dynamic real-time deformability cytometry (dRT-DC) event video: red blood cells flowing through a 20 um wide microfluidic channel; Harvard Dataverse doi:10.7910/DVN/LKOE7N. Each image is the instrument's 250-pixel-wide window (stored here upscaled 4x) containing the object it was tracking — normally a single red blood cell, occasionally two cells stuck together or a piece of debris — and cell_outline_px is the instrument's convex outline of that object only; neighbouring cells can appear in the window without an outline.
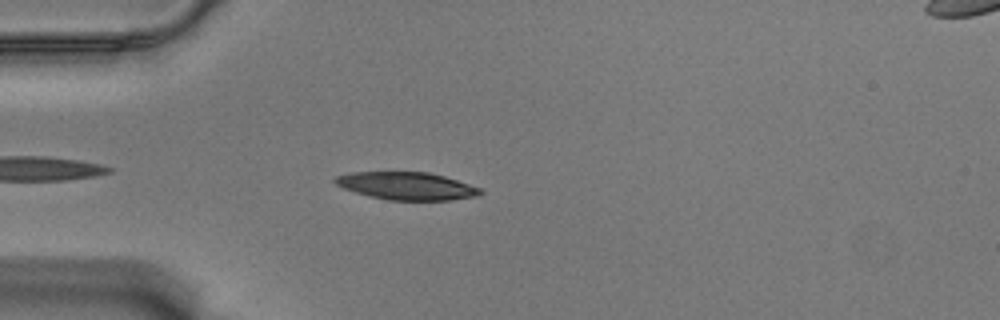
{"species": "Egyptian fruit bat (a non-hibernating species)", "species_latin": "Rousettus aegyptiacus", "temperature_condition": "warm", "stored_images_in_passage": 30, "camera_frame_rate_fps": 3000, "um_per_image_px": 0.085, "animal": {"sex": "male"}, "frame": {"image": 1, "passage_image": 4, "time_ms": 1.0, "image_size_px": [1000, 320], "cell_outline_px": [[484, 192], [476, 196], [452, 200], [388, 200], [368, 196], [344, 188], [336, 184], [332, 180], [336, 176], [352, 172], [428, 172], [444, 176], [480, 188]], "centroid_in_image_um": [34.55, 15.81], "position_along_channel_um": 50.4, "area_um2": 23.29}}
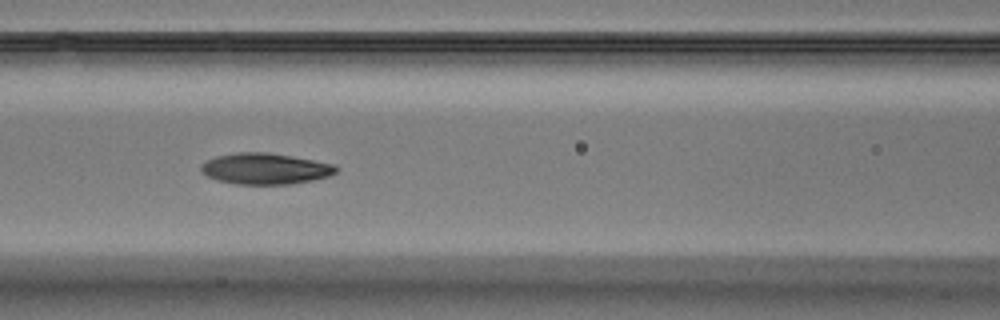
{"frame": {"image": 2, "passage_image": 13, "time_ms": 4.0, "image_size_px": [1000, 320], "cell_outline_px": [[340, 168], [336, 172], [328, 176], [312, 180], [292, 184], [236, 184], [216, 180], [200, 172], [200, 164], [216, 156], [236, 152], [268, 152], [292, 156], [336, 164]], "centroid_in_image_um": [22.54, 14.33], "position_along_channel_um": 144.1, "area_um2": 24.68}}
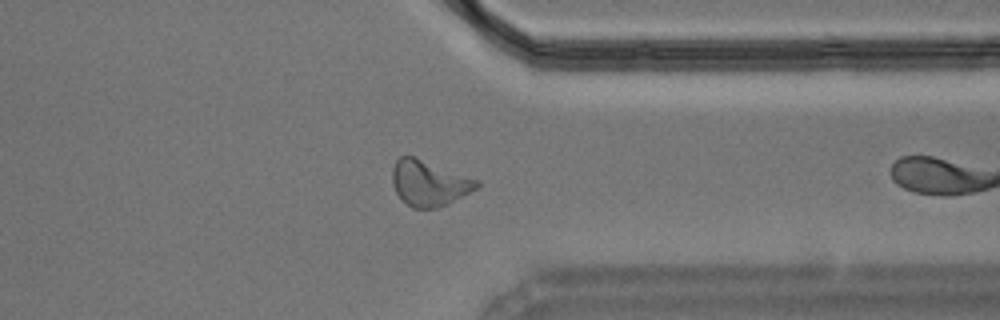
{"frame": {"image": 3, "passage_image": 29, "time_ms": 9.333, "image_size_px": [1000, 320], "cell_outline_px": [[480, 184], [476, 188], [448, 204], [436, 208], [412, 208], [396, 192], [392, 184], [392, 168], [396, 160], [400, 156], [412, 156], [480, 180]], "centroid_in_image_um": [36.46, 15.56], "position_along_channel_um": 374.9, "area_um2": 22.14}}